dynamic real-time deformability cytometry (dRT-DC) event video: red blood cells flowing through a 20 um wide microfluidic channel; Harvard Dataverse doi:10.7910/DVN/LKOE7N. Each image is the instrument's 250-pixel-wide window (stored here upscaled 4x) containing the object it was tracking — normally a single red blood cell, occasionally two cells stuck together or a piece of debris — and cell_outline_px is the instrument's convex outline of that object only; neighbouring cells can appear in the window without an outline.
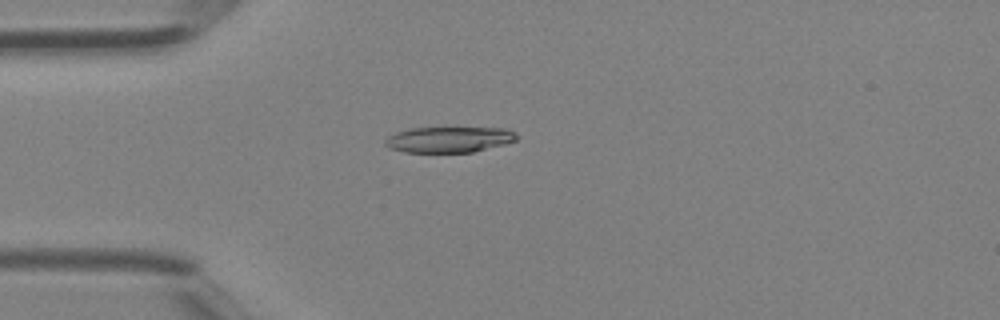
{"species": "Egyptian fruit bat (a non-hibernating species)", "species_latin": "Rousettus aegyptiacus", "temperature_condition": "room temperature", "stored_images_in_passage": 35, "camera_frame_rate_fps": 3000, "um_per_image_px": 0.085, "animal": {"sex": "female"}, "frame": {"image": 1, "passage_image": 4, "time_ms": 1.0, "image_size_px": [1000, 320], "cell_outline_px": [[520, 136], [516, 140], [504, 144], [472, 152], [404, 152], [388, 148], [384, 144], [384, 140], [388, 136], [396, 132], [412, 128], [508, 128], [516, 132]], "centroid_in_image_um": [38.17, 11.86], "position_along_channel_um": 46.8, "area_um2": 19.83}}
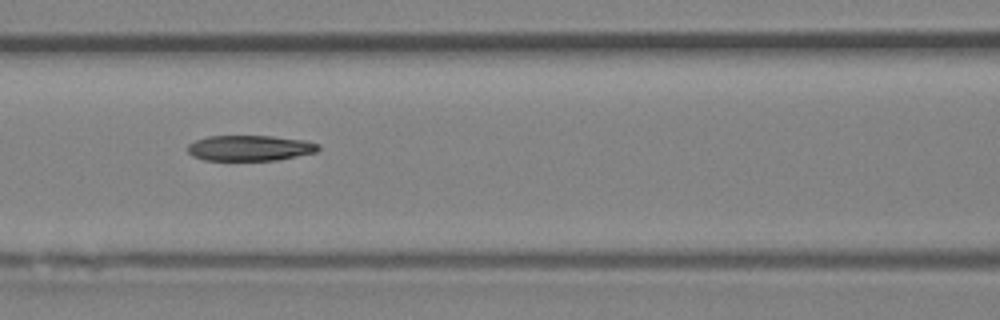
{"frame": {"image": 2, "passage_image": 11, "time_ms": 3.333, "image_size_px": [1000, 320], "cell_outline_px": [[320, 148], [316, 152], [280, 160], [204, 160], [192, 156], [188, 152], [188, 144], [196, 140], [208, 136], [272, 136], [304, 140], [320, 144]], "centroid_in_image_um": [21.25, 12.58], "position_along_channel_um": 145.3, "area_um2": 19.54}}
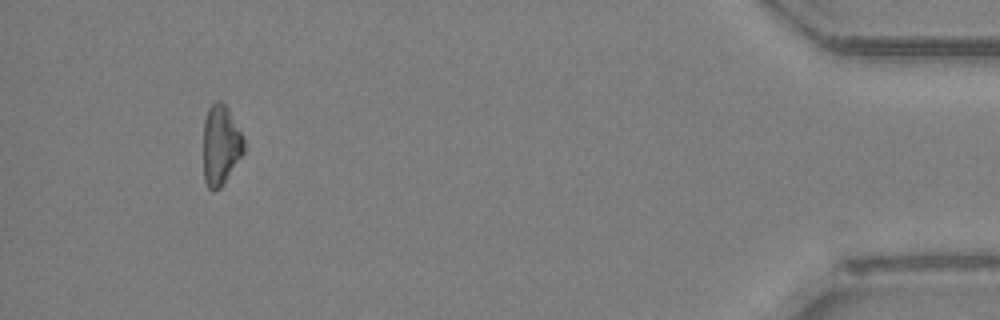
{"frame": {"image": 3, "passage_image": 32, "time_ms": 10.333, "image_size_px": [1000, 320], "cell_outline_px": [[248, 148], [224, 184], [220, 188], [212, 192], [208, 188], [204, 180], [204, 120], [208, 108], [216, 100], [220, 100], [228, 108]], "centroid_in_image_um": [18.78, 12.37], "position_along_channel_um": 416.4, "area_um2": 19.25}}